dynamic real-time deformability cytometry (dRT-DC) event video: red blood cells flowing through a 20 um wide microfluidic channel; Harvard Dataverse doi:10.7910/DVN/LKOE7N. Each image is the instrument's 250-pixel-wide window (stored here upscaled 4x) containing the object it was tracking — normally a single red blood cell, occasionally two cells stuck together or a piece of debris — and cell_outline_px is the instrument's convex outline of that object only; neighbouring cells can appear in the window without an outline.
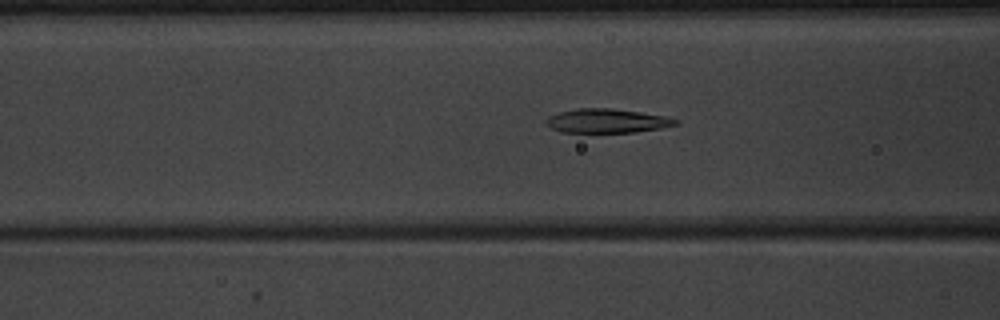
{"species": "common noctule bat (a hibernating species)", "species_latin": "Nyctalus noctula", "temperature_condition": "warm", "stored_images_in_passage": 40, "camera_frame_rate_fps": 3000, "um_per_image_px": 0.085, "animal": {"sex": "male", "body_mass_g": 20.1, "forearm_length_mm": 53.5}, "frame": {"image": 1, "passage_image": 10, "time_ms": 3.0, "image_size_px": [1000, 320], "cell_outline_px": [[680, 124], [660, 128], [636, 132], [564, 132], [552, 128], [544, 124], [544, 120], [548, 116], [560, 112], [576, 108], [612, 108], [640, 112], [664, 116], [680, 120]], "centroid_in_image_um": [51.59, 10.27], "position_along_channel_um": 115.0, "area_um2": 18.21}}
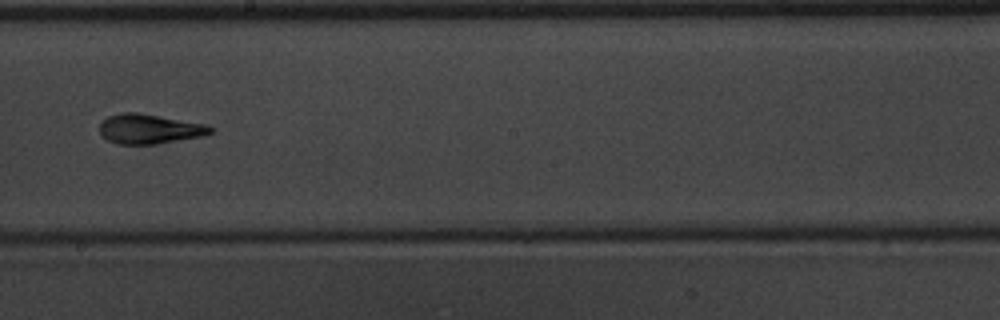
{"frame": {"image": 2, "passage_image": 19, "time_ms": 6.0, "image_size_px": [1000, 320], "cell_outline_px": [[212, 132], [200, 136], [156, 144], [120, 144], [108, 140], [100, 132], [100, 124], [108, 116], [120, 112], [136, 112], [208, 124], [212, 128]], "centroid_in_image_um": [12.69, 10.95], "position_along_channel_um": 235.5, "area_um2": 18.96}}
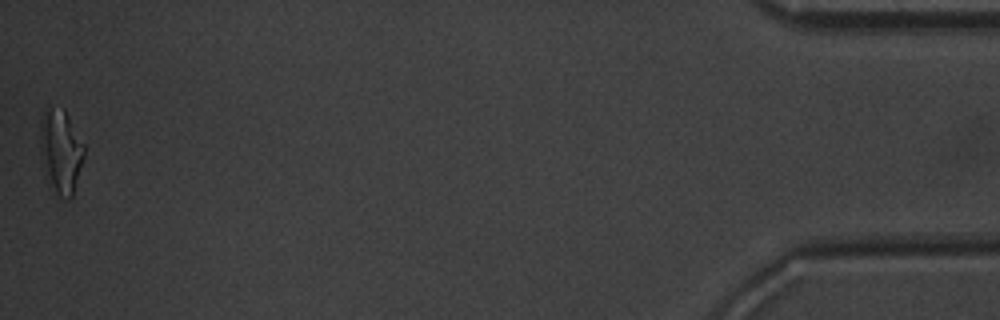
{"frame": {"image": 3, "passage_image": 40, "time_ms": 13.0, "image_size_px": [1000, 320], "cell_outline_px": [[84, 160], [72, 196], [68, 200], [60, 196], [48, 184], [40, 152], [40, 124], [44, 112], [64, 108], [84, 144]], "centroid_in_image_um": [5.18, 12.91], "position_along_channel_um": 430.0, "area_um2": 21.27}, "authors_computed_cell_mechanics": {"area_um2": 18.7272, "velocity_mm_per_s": 4.0105, "shape_relaxation_time_tau1_ms": 4.8889, "shape_relaxation_time_tau2_ms": 2.4095, "deformation_change_tau1": 0.1963, "deformation_change_tau2": 0.11}}